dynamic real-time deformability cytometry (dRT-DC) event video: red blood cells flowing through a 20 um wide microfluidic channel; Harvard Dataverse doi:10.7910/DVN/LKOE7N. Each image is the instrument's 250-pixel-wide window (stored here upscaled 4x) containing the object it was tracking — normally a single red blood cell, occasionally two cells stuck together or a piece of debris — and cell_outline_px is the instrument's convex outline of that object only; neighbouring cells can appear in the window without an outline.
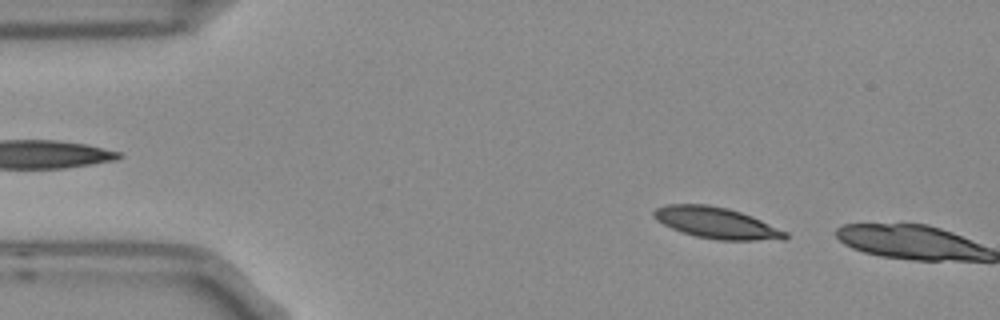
{"species": "Egyptian fruit bat (a non-hibernating species)", "species_latin": "Rousettus aegyptiacus", "temperature_condition": "room temperature", "stored_images_in_passage": 4, "camera_frame_rate_fps": 3000, "um_per_image_px": 0.085, "frame": {"image": 1, "passage_image": 3, "time_ms": 0.667, "image_size_px": [1000, 320], "cell_outline_px": [[788, 236], [784, 240], [716, 240], [696, 236], [672, 228], [656, 220], [652, 216], [652, 212], [656, 208], [668, 204], [708, 204], [728, 208], [752, 216], [788, 232]], "centroid_in_image_um": [60.91, 18.94], "position_along_channel_um": 24.1, "area_um2": 23.93}}